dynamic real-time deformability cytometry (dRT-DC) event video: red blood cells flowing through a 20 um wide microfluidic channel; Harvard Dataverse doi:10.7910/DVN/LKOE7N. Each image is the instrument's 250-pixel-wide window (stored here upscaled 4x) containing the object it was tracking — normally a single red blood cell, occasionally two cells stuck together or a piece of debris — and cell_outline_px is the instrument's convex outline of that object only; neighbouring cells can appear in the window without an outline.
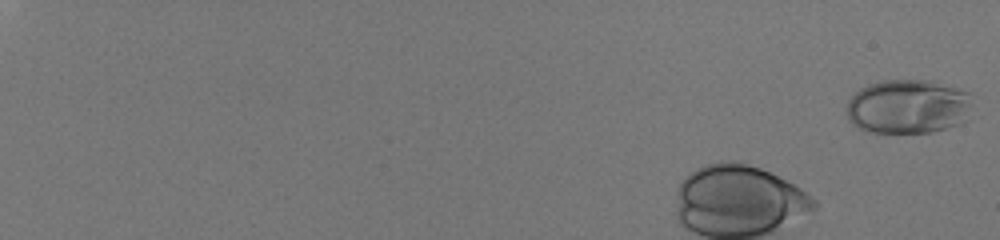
{"species": "human", "species_latin": "Homo sapiens", "temperature_condition": "room temperature", "stored_images_in_passage": 43, "camera_frame_rate_fps": 3000, "um_per_image_px": 0.085, "donor": {"sex": "male"}, "frame": {"image": 1, "passage_image": 1, "time_ms": 0.0, "image_size_px": [1000, 240], "cell_outline_px": [[968, 120], [932, 132], [868, 132], [852, 124], [848, 120], [848, 100], [860, 88], [868, 84], [884, 80], [932, 80], [968, 92]], "centroid_in_image_um": [77.14, 9.05], "position_along_channel_um": 7.9, "area_um2": 39.42}}
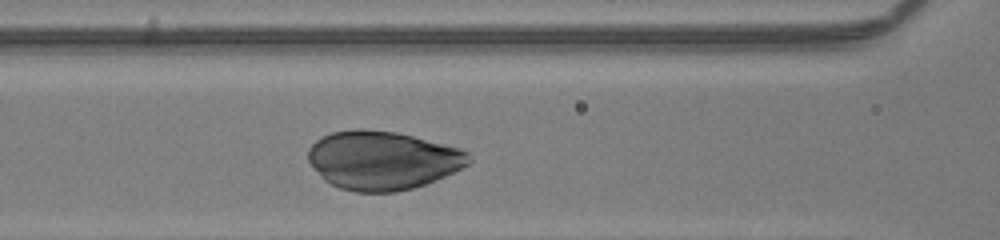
{"frame": {"image": 2, "passage_image": 24, "time_ms": 7.667, "image_size_px": [1000, 240], "cell_outline_px": [[472, 160], [468, 164], [444, 176], [424, 184], [412, 188], [396, 192], [356, 192], [340, 188], [324, 180], [308, 160], [308, 148], [316, 140], [332, 132], [356, 128], [360, 128], [396, 132], [460, 148], [468, 152]], "centroid_in_image_um": [32.5, 13.62], "position_along_channel_um": 134.1, "area_um2": 54.62}}
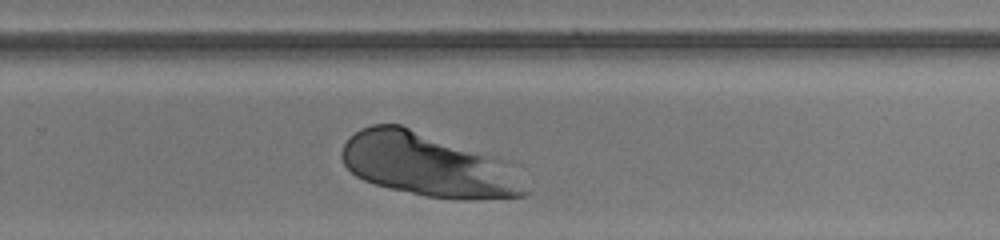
{"frame": {"image": 3, "passage_image": 36, "time_ms": 11.667, "image_size_px": [1000, 240], "cell_outline_px": [[528, 192], [524, 196], [476, 200], [472, 200], [424, 196], [376, 184], [364, 180], [356, 176], [344, 164], [340, 156], [340, 152], [348, 136], [360, 128], [372, 124], [400, 124], [480, 156]], "centroid_in_image_um": [35.96, 14.03], "position_along_channel_um": 293.8, "area_um2": 63.0}}